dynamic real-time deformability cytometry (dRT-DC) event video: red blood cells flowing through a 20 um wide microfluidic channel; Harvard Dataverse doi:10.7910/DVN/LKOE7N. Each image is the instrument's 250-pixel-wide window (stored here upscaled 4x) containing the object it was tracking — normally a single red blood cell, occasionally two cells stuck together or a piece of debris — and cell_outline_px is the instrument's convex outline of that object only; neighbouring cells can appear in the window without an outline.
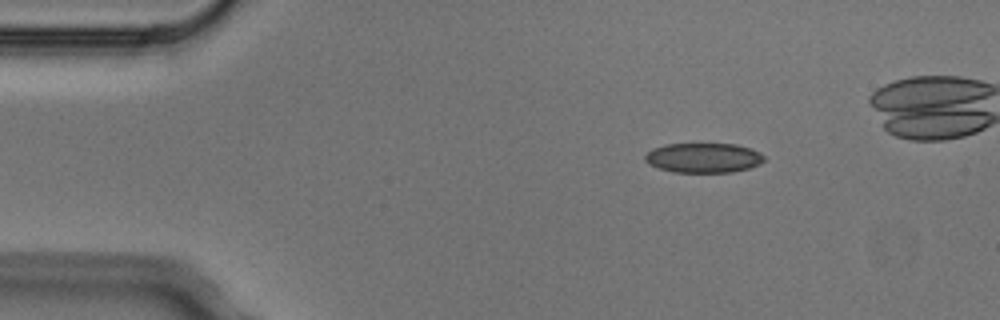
{"species": "Egyptian fruit bat (a non-hibernating species)", "species_latin": "Rousettus aegyptiacus", "temperature_condition": "cold", "stored_images_in_passage": 6, "camera_frame_rate_fps": 3000, "um_per_image_px": 0.085, "animal": {"sex": "male"}, "frame": {"image": 1, "passage_image": 6, "time_ms": 1.667, "image_size_px": [1000, 320], "cell_outline_px": [[764, 160], [760, 164], [748, 168], [732, 172], [672, 172], [648, 164], [644, 160], [644, 156], [652, 148], [664, 144], [736, 144], [752, 148], [760, 152], [764, 156]], "centroid_in_image_um": [59.79, 13.41], "position_along_channel_um": 25.2, "area_um2": 20.75}}